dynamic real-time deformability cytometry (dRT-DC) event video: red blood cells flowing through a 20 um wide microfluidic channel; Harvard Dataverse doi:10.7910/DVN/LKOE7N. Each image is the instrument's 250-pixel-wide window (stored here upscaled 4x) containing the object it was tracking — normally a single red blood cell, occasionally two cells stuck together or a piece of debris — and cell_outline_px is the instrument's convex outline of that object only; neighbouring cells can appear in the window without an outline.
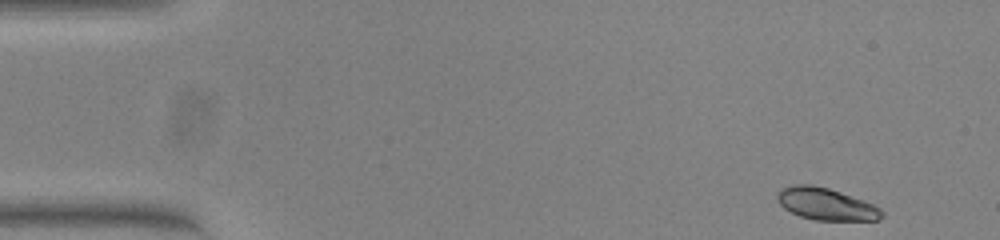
{"species": "common noctule bat (a hibernating species)", "species_latin": "Nyctalus noctula", "temperature_condition": "warm", "stored_images_in_passage": 51, "camera_frame_rate_fps": 3000, "um_per_image_px": 0.085, "animal": {"sex": "female", "body_mass_g": 23.0, "forearm_length_mm": 53.4}, "frame": {"image": 1, "passage_image": 1, "time_ms": 0.0, "image_size_px": [1000, 240], "cell_outline_px": [[884, 216], [880, 220], [816, 220], [800, 216], [784, 208], [776, 200], [776, 192], [780, 188], [792, 184], [812, 184], [828, 188], [864, 200], [880, 208], [884, 212]], "centroid_in_image_um": [70.19, 17.33], "position_along_channel_um": 14.8, "area_um2": 19.71}}
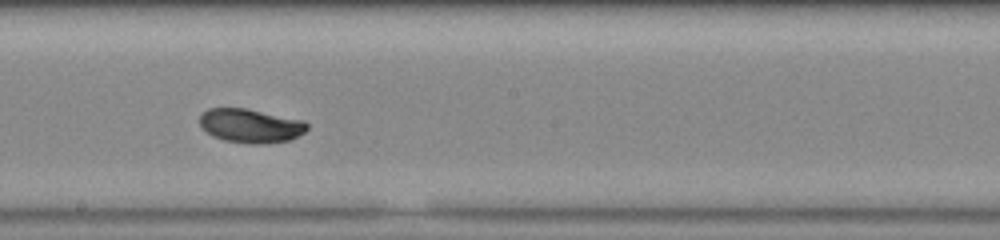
{"frame": {"image": 2, "passage_image": 27, "time_ms": 8.667, "image_size_px": [1000, 240], "cell_outline_px": [[308, 128], [304, 132], [288, 140], [268, 144], [248, 144], [224, 140], [212, 136], [200, 124], [200, 112], [208, 108], [244, 108], [304, 120], [308, 124]], "centroid_in_image_um": [21.29, 10.69], "position_along_channel_um": 226.9, "area_um2": 21.27}}
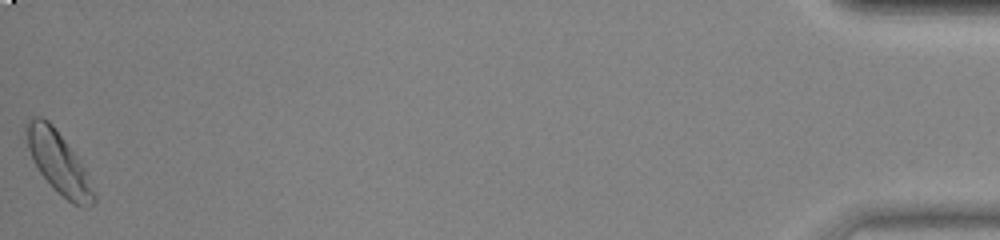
{"frame": {"image": 3, "passage_image": 51, "time_ms": 16.667, "image_size_px": [1000, 240], "cell_outline_px": [[96, 200], [88, 208], [80, 208], [72, 204], [40, 172], [32, 160], [28, 148], [24, 128], [24, 124], [28, 116], [40, 116], [48, 120], [52, 124], [80, 160], [96, 192]], "centroid_in_image_um": [4.97, 13.78], "position_along_channel_um": 430.2, "area_um2": 24.28}, "authors_computed_cell_mechanics": {"area_um2": 20.9814, "velocity_mm_per_s": 3.7837, "shape_relaxation_time_tau1_ms": 3.7785, "shape_relaxation_time_tau2_ms": null, "deformation_change_tau1": 0.1428, "deformation_change_tau2": null}}